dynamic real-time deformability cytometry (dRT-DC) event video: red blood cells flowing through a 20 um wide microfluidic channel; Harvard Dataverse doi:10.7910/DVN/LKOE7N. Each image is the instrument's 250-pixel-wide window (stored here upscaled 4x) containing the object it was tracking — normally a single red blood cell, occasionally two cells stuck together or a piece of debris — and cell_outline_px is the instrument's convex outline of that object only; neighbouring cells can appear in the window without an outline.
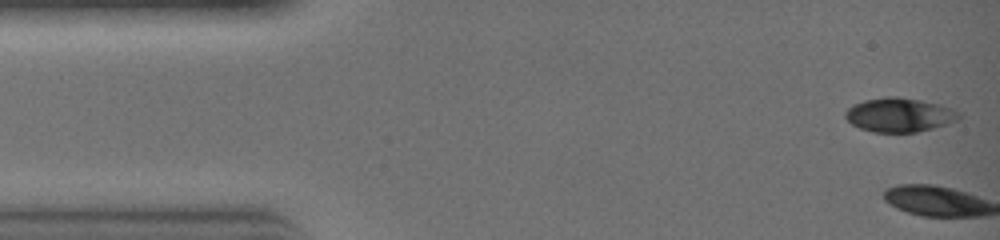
{"species": "common noctule bat (a hibernating species)", "species_latin": "Nyctalus noctula", "temperature_condition": "warm", "stored_images_in_passage": 9, "camera_frame_rate_fps": 3000, "um_per_image_px": 0.085, "animal": {"sex": "female", "body_mass_g": 19.0, "forearm_length_mm": 51.5}, "frame": {"image": 1, "passage_image": 1, "time_ms": 0.0, "image_size_px": [1000, 240], "cell_outline_px": [[960, 116], [956, 120], [948, 124], [916, 132], [872, 132], [860, 128], [852, 124], [844, 116], [844, 112], [848, 108], [864, 100], [884, 96], [896, 96], [920, 100], [952, 108]], "centroid_in_image_um": [76.4, 9.77], "position_along_channel_um": 8.6, "area_um2": 22.31}}